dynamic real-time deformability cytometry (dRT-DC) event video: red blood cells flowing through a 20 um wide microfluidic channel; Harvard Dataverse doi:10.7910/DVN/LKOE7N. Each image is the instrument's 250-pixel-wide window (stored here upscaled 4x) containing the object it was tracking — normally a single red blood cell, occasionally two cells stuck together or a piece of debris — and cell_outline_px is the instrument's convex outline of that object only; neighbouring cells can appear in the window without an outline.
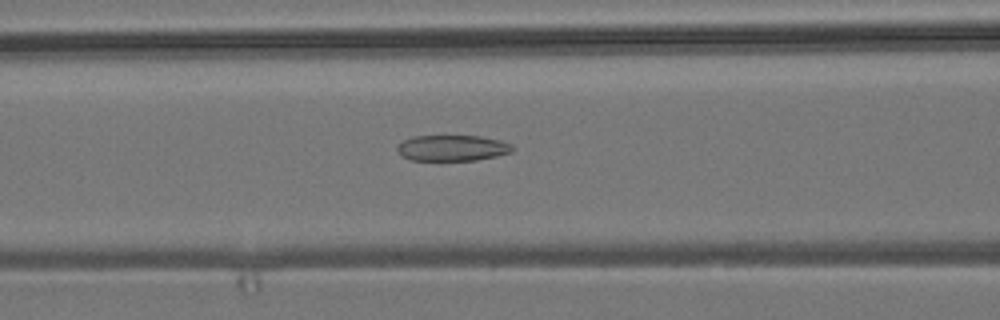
{"species": "common noctule bat (a hibernating species)", "species_latin": "Nyctalus noctula", "temperature_condition": "room temperature", "stored_images_in_passage": 44, "camera_frame_rate_fps": 3000, "um_per_image_px": 0.085, "animal": {"sex": "male", "body_mass_g": 19.2, "forearm_length_mm": 51.8}, "frame": {"image": 1, "passage_image": 13, "time_ms": 4.0, "image_size_px": [1000, 320], "cell_outline_px": [[516, 148], [512, 152], [496, 156], [476, 160], [408, 160], [396, 152], [396, 144], [412, 136], [480, 136], [500, 140], [512, 144]], "centroid_in_image_um": [38.42, 12.58], "position_along_channel_um": 128.2, "area_um2": 17.63}}
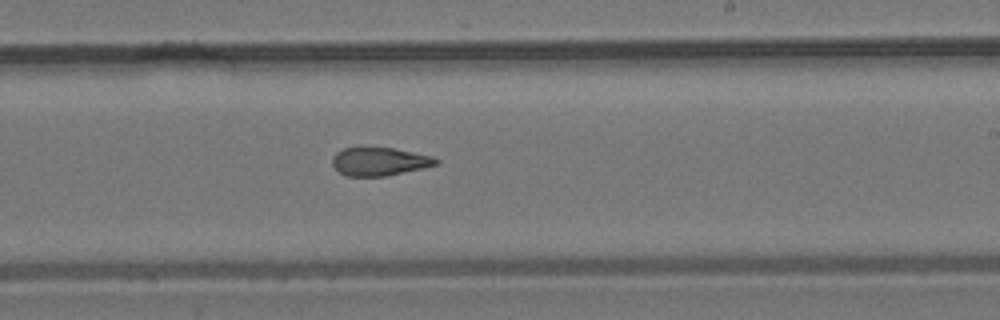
{"frame": {"image": 2, "passage_image": 23, "time_ms": 7.333, "image_size_px": [1000, 320], "cell_outline_px": [[440, 160], [436, 164], [424, 168], [384, 176], [348, 176], [340, 172], [332, 164], [332, 156], [336, 152], [344, 148], [360, 144], [392, 148], [432, 156]], "centroid_in_image_um": [32.2, 13.68], "position_along_channel_um": 256.8, "area_um2": 17.51}}
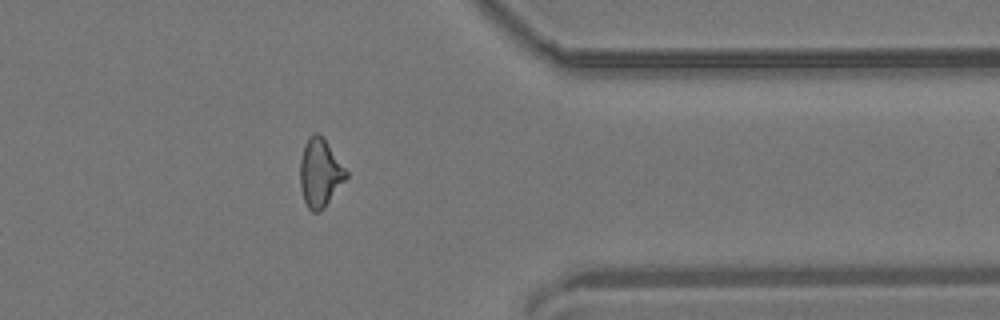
{"frame": {"image": 3, "passage_image": 34, "time_ms": 11.0, "image_size_px": [1000, 320], "cell_outline_px": [[348, 176], [324, 208], [320, 212], [312, 212], [308, 208], [304, 200], [300, 184], [300, 160], [304, 144], [308, 136], [316, 132], [328, 144], [348, 172]], "centroid_in_image_um": [27.19, 14.71], "position_along_channel_um": 384.2, "area_um2": 18.15}, "authors_computed_cell_mechanics": {"area_um2": 18.0625, "velocity_mm_per_s": 3.8595, "shape_relaxation_time_tau1_ms": null, "shape_relaxation_time_tau2_ms": 2.9418, "deformation_change_tau1": null, "deformation_change_tau2": 0.115}}